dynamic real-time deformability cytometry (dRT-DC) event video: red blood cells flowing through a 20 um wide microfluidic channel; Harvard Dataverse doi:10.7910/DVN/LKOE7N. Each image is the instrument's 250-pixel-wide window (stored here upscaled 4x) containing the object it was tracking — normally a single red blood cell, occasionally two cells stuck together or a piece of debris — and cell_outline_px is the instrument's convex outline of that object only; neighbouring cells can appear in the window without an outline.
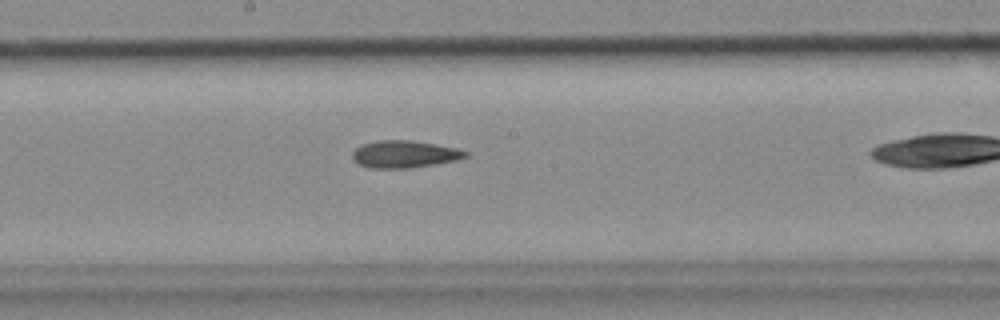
{"species": "common noctule bat (a hibernating species)", "species_latin": "Nyctalus noctula", "temperature_condition": "cold", "stored_images_in_passage": 32, "camera_frame_rate_fps": 3000, "um_per_image_px": 0.085, "animal": {"sex": "female", "body_mass_g": 18.4}, "frame": {"image": 1, "passage_image": 19, "time_ms": 6.0, "image_size_px": [1000, 320], "cell_outline_px": [[468, 156], [456, 160], [408, 168], [368, 168], [360, 164], [352, 156], [352, 152], [360, 144], [376, 140], [412, 140], [436, 144], [456, 148], [468, 152]], "centroid_in_image_um": [34.35, 13.09], "position_along_channel_um": 213.8, "area_um2": 17.86}}